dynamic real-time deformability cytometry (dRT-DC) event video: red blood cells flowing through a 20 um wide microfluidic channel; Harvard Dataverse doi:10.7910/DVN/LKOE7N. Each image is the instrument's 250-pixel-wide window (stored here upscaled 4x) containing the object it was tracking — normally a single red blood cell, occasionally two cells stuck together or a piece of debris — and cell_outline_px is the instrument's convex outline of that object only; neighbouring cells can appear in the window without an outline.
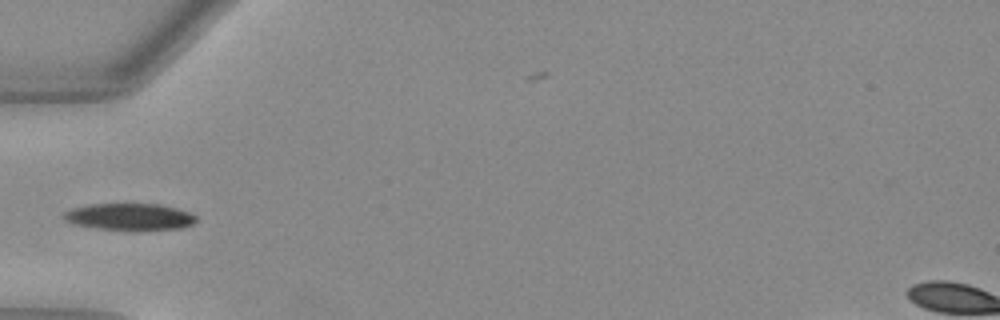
{"species": "Egyptian fruit bat (a non-hibernating species)", "species_latin": "Rousettus aegyptiacus", "temperature_condition": "warm", "stored_images_in_passage": 35, "camera_frame_rate_fps": 3000, "um_per_image_px": 0.085, "animal": {"sex": "female"}, "frame": {"image": 1, "passage_image": 1, "time_ms": 0.0, "image_size_px": [1000, 320], "cell_outline_px": [[196, 220], [192, 224], [180, 228], [96, 228], [76, 224], [64, 220], [64, 212], [72, 208], [92, 204], [160, 204], [176, 208], [188, 212], [196, 216]], "centroid_in_image_um": [11.0, 18.39], "position_along_channel_um": 74.0, "area_um2": 19.77}}
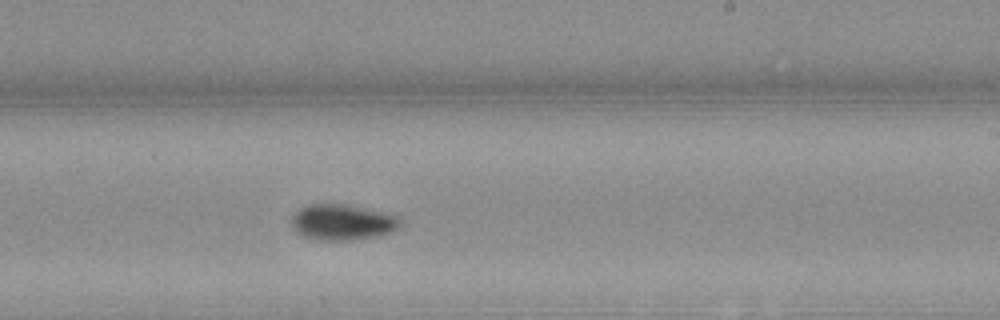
{"frame": {"image": 2, "passage_image": 15, "time_ms": 4.667, "image_size_px": [1000, 320], "cell_outline_px": [[400, 224], [392, 232], [376, 236], [352, 240], [320, 240], [304, 236], [296, 232], [292, 224], [292, 216], [300, 208], [308, 204], [352, 204], [400, 216]], "centroid_in_image_um": [29.12, 18.87], "position_along_channel_um": 259.9, "area_um2": 22.77}}
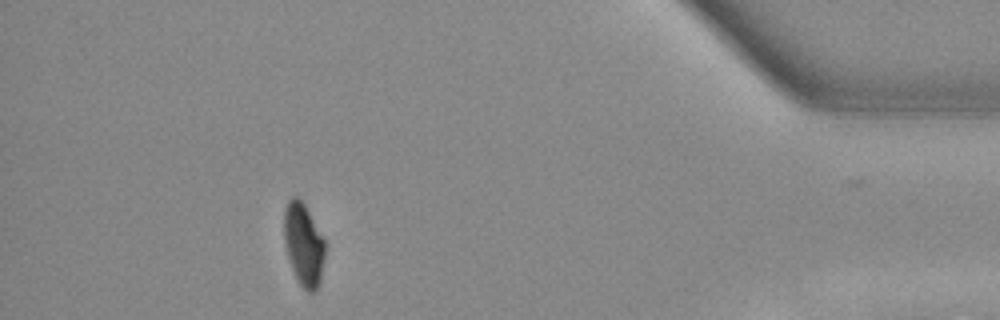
{"frame": {"image": 3, "passage_image": 30, "time_ms": 9.667, "image_size_px": [1000, 320], "cell_outline_px": [[324, 256], [320, 280], [316, 292], [308, 292], [300, 284], [292, 268], [288, 256], [284, 240], [284, 212], [288, 200], [292, 196], [296, 196], [304, 204], [324, 240]], "centroid_in_image_um": [25.79, 20.78], "position_along_channel_um": 409.4, "area_um2": 19.25}, "authors_computed_cell_mechanics": {"area_um2": 21.2704, "velocity_mm_per_s": 3.9898, "shape_relaxation_time_tau1_ms": 3.1402, "shape_relaxation_time_tau2_ms": 5.8166, "deformation_change_tau1": 0.1435, "deformation_change_tau2": 0.0593}}